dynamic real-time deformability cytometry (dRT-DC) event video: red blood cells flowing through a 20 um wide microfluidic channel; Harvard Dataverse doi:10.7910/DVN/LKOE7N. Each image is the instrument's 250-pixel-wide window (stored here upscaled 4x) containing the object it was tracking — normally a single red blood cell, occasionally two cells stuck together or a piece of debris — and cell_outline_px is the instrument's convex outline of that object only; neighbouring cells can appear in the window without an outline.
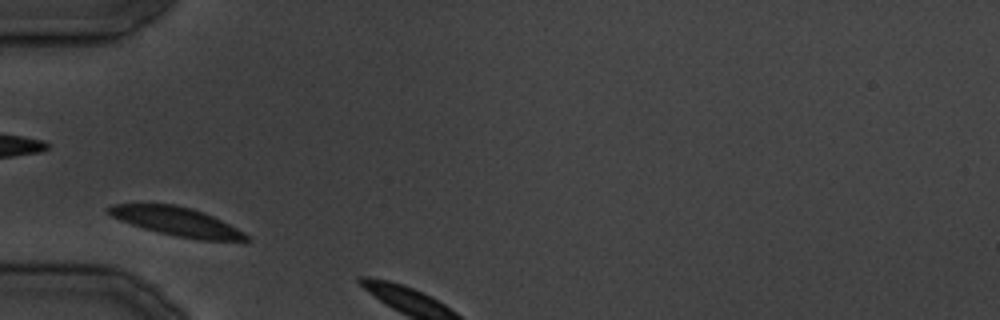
{"species": "common noctule bat (a hibernating species)", "species_latin": "Nyctalus noctula", "temperature_condition": "cold", "stored_images_in_passage": 2, "camera_frame_rate_fps": 3000, "um_per_image_px": 0.085, "animal": {"sex": "male", "body_mass_g": 19.5, "forearm_length_mm": 54.6}, "frame": {"image": 1, "passage_image": 1, "time_ms": 0.0, "image_size_px": [1000, 320], "cell_outline_px": [[252, 240], [200, 240], [176, 236], [144, 228], [120, 220], [104, 212], [104, 208], [112, 204], [176, 204], [192, 208], [204, 212], [244, 232]], "centroid_in_image_um": [14.97, 18.81], "position_along_channel_um": 70.0, "area_um2": 22.83}}